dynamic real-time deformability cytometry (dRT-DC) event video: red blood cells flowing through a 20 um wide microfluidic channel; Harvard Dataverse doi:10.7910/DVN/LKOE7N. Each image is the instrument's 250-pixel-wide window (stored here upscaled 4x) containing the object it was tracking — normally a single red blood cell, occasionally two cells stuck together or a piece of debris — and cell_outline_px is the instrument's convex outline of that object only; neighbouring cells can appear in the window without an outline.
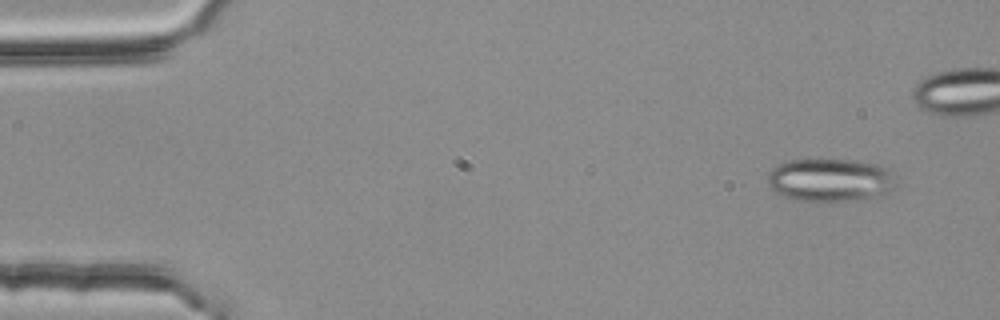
{"species": "common noctule bat (a hibernating species)", "species_latin": "Nyctalus noctula", "temperature_condition": "room temperature", "stored_images_in_passage": 5, "camera_frame_rate_fps": 3000, "um_per_image_px": 0.085, "animal": {"sex": "female", "body_mass_g": 25.1}, "frame": {"image": 1, "passage_image": 1, "time_ms": 0.0, "image_size_px": [1000, 320], "cell_outline_px": [[896, 188], [876, 200], [828, 204], [792, 200], [776, 192], [768, 184], [768, 172], [776, 164], [788, 160], [856, 160], [876, 164], [888, 168]], "centroid_in_image_um": [70.6, 15.37], "position_along_channel_um": 14.4, "area_um2": 33.7}}